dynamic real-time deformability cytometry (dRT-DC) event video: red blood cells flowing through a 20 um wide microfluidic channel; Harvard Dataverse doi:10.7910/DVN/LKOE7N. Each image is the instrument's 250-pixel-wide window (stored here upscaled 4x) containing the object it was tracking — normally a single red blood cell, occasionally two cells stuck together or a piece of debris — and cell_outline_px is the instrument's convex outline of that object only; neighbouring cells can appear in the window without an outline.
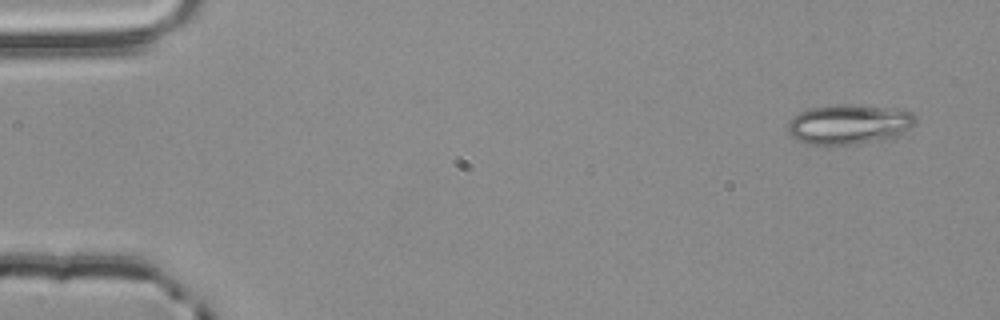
{"species": "common noctule bat (a hibernating species)", "species_latin": "Nyctalus noctula", "temperature_condition": "room temperature", "stored_images_in_passage": 4, "segment_of_instrument_passage": [2, 2], "camera_frame_rate_fps": 3000, "um_per_image_px": 0.085, "animal": {"sex": "male", "body_mass_g": 20.4}, "frame": {"image": 1, "passage_image": 4, "time_ms": 1.0, "image_size_px": [1000, 320], "cell_outline_px": [[916, 120], [908, 128], [896, 136], [884, 140], [856, 144], [804, 144], [792, 136], [788, 132], [788, 120], [792, 116], [800, 112], [812, 108], [836, 104], [844, 104], [896, 108], [912, 112], [916, 116]], "centroid_in_image_um": [72.14, 10.56], "position_along_channel_um": 12.9, "area_um2": 29.65}}